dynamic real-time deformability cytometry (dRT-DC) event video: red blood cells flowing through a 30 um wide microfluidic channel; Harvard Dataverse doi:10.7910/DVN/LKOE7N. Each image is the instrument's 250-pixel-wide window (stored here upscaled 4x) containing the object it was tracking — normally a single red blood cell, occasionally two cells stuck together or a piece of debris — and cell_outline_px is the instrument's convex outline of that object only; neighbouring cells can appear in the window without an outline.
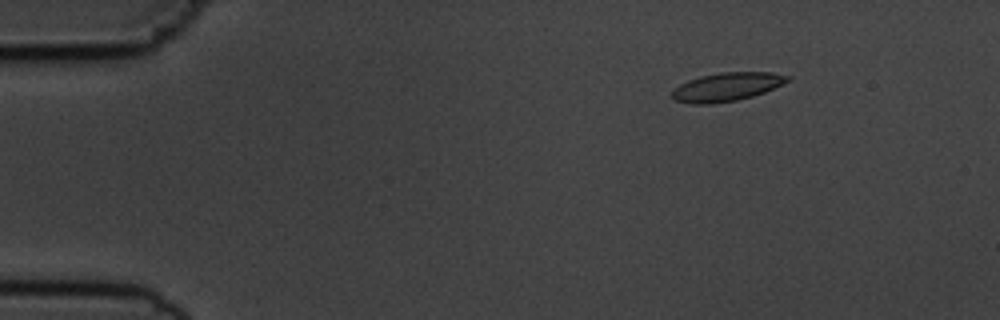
{"species": "common noctule bat (a hibernating species)", "species_latin": "Nyctalus noctula", "temperature_condition": "cold", "stored_images_in_passage": 5, "segment_of_instrument_passage": [2, 2], "camera_frame_rate_fps": 3000, "um_per_image_px": 0.085, "animal": {"sex": "male", "body_mass_g": 19.5, "forearm_length_mm": 54.6}, "frame": {"image": 1, "passage_image": 5, "time_ms": 5.667, "image_size_px": [1000, 320], "cell_outline_px": [[792, 80], [764, 92], [752, 96], [736, 100], [712, 104], [692, 104], [672, 100], [668, 96], [680, 84], [688, 80], [700, 76], [720, 72], [772, 72], [792, 76]], "centroid_in_image_um": [61.77, 7.38], "position_along_channel_um": 23.2, "area_um2": 19.42}}